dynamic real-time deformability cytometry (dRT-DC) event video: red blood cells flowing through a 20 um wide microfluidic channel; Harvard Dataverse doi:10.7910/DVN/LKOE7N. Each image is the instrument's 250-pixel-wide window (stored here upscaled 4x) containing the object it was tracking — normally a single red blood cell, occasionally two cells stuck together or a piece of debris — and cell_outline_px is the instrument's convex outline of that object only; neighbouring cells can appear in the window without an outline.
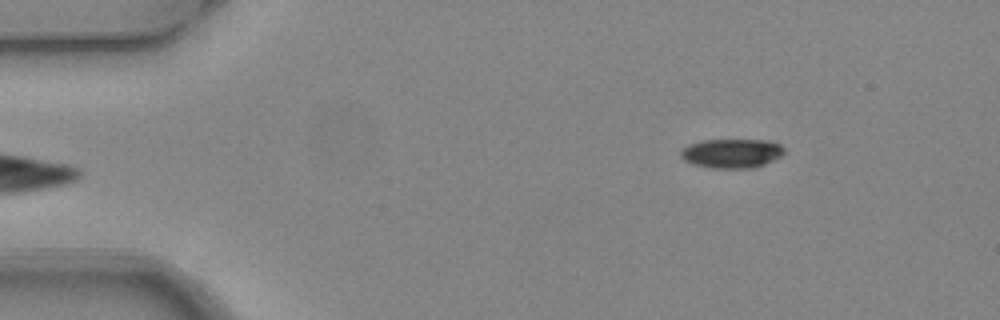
{"species": "common noctule bat (a hibernating species)", "species_latin": "Nyctalus noctula", "temperature_condition": "warm", "stored_images_in_passage": 5, "segment_of_instrument_passage": [2, 2], "camera_frame_rate_fps": 3000, "um_per_image_px": 0.085, "animal": {"sex": "female", "body_mass_g": 24.6, "forearm_length_mm": 56.2}, "frame": {"image": 1, "passage_image": 5, "time_ms": 1.333, "image_size_px": [1000, 320], "cell_outline_px": [[784, 152], [780, 156], [764, 164], [748, 168], [712, 168], [692, 164], [684, 160], [680, 156], [680, 152], [688, 144], [700, 140], [768, 140], [780, 144], [784, 148]], "centroid_in_image_um": [62.16, 13.02], "position_along_channel_um": 22.8, "area_um2": 17.57}}